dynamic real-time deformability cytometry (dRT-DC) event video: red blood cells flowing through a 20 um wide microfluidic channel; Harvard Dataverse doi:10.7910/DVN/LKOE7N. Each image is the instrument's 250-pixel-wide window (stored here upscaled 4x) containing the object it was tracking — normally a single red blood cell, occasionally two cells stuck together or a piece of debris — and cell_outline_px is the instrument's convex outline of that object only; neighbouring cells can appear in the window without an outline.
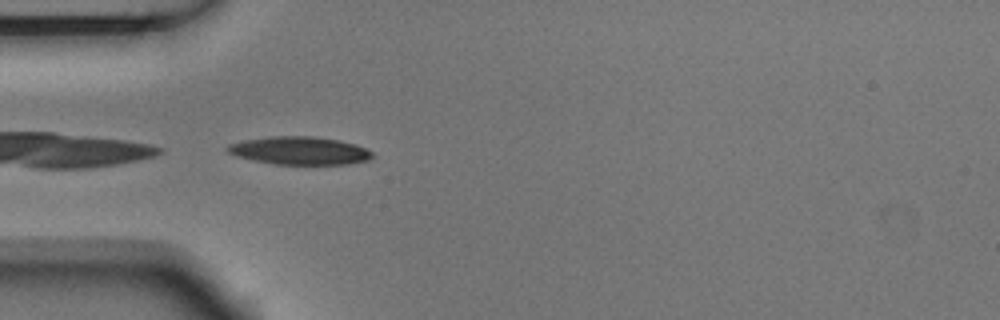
{"species": "Egyptian fruit bat (a non-hibernating species)", "species_latin": "Rousettus aegyptiacus", "temperature_condition": "room temperature", "stored_images_in_passage": 4, "camera_frame_rate_fps": 3000, "um_per_image_px": 0.085, "animal": {"sex": "male"}, "frame": {"image": 1, "passage_image": 3, "time_ms": 0.667, "image_size_px": [1000, 320], "cell_outline_px": [[372, 156], [368, 160], [348, 164], [276, 164], [236, 156], [228, 152], [224, 148], [228, 144], [244, 140], [268, 136], [312, 136], [336, 140], [356, 144], [372, 152]], "centroid_in_image_um": [25.43, 12.8], "position_along_channel_um": 59.6, "area_um2": 23.41}}
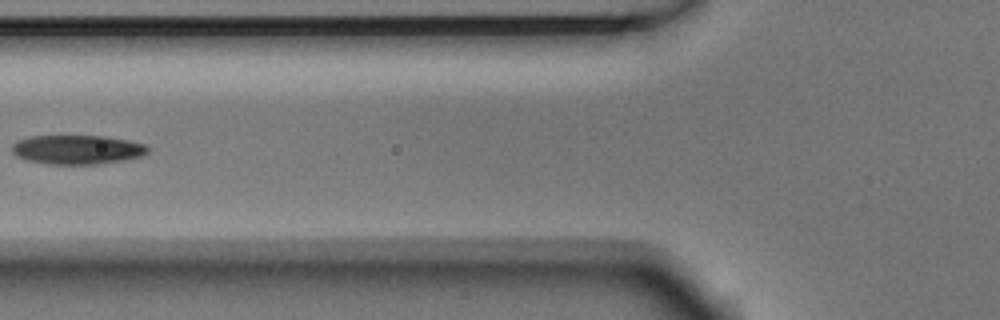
{"frame": {"image": 2, "passage_image": 4, "time_ms": 1.0, "image_size_px": [1000, 320], "cell_outline_px": [[148, 152], [144, 156], [124, 160], [96, 164], [48, 164], [28, 160], [16, 156], [12, 152], [12, 144], [16, 140], [32, 136], [104, 136], [128, 140], [148, 144]], "centroid_in_image_um": [6.59, 12.71], "position_along_channel_um": 119.2, "area_um2": 23.24}}